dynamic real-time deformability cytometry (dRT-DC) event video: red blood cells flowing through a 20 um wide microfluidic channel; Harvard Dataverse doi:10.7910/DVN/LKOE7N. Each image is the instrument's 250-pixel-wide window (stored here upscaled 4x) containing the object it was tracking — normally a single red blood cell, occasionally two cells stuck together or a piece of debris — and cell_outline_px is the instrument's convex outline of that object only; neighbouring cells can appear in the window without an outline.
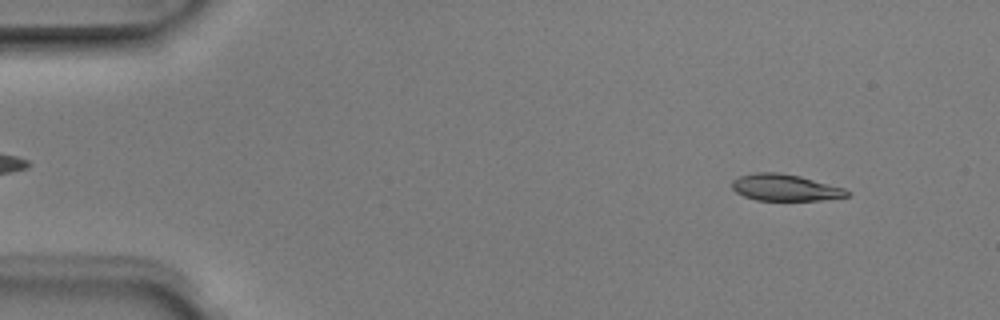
{"species": "Egyptian fruit bat (a non-hibernating species)", "species_latin": "Rousettus aegyptiacus", "temperature_condition": "room temperature", "stored_images_in_passage": 4, "camera_frame_rate_fps": 3000, "um_per_image_px": 0.085, "animal": {"sex": "male"}, "frame": {"image": 1, "passage_image": 1, "time_ms": 0.0, "image_size_px": [1000, 320], "cell_outline_px": [[852, 192], [848, 196], [820, 200], [756, 200], [744, 196], [736, 192], [732, 188], [732, 180], [740, 176], [756, 172], [780, 172], [800, 176], [844, 188]], "centroid_in_image_um": [66.73, 15.94], "position_along_channel_um": 18.3, "area_um2": 17.8}}
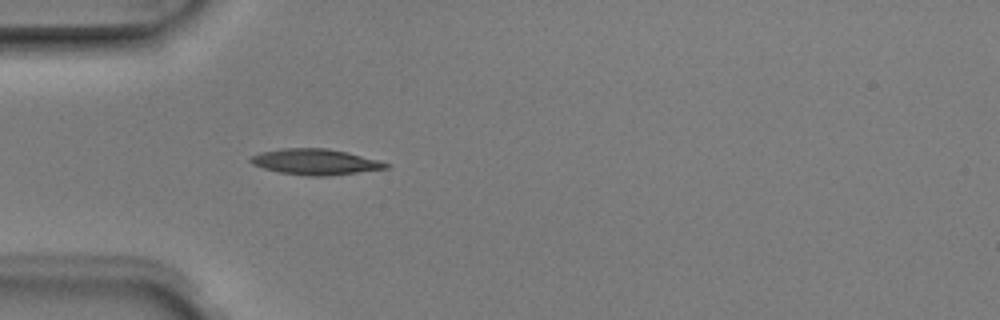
{"frame": {"image": 2, "passage_image": 4, "time_ms": 1.0, "image_size_px": [1000, 320], "cell_outline_px": [[392, 164], [388, 168], [328, 176], [308, 176], [280, 172], [264, 168], [252, 164], [248, 160], [252, 156], [260, 152], [284, 148], [328, 148], [348, 152], [380, 160]], "centroid_in_image_um": [26.84, 13.75], "position_along_channel_um": 58.2, "area_um2": 20.4}}